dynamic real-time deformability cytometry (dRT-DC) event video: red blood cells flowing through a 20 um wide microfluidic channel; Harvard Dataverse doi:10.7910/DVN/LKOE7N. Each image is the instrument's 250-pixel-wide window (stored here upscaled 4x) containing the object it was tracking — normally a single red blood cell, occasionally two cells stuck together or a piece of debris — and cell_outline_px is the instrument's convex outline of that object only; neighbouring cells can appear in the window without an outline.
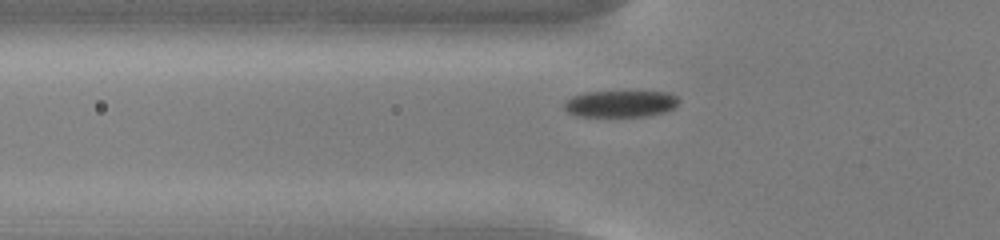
{"species": "common noctule bat (a hibernating species)", "species_latin": "Nyctalus noctula", "temperature_condition": "cold", "stored_images_in_passage": 3, "camera_frame_rate_fps": 3000, "um_per_image_px": 0.085, "animal": {"sex": "male", "body_mass_g": 13.0, "forearm_length_mm": 53.1}, "frame": {"image": 1, "passage_image": 3, "time_ms": 0.667, "image_size_px": [1000, 240], "cell_outline_px": [[680, 100], [672, 108], [664, 112], [652, 116], [580, 116], [568, 112], [564, 108], [564, 100], [572, 96], [584, 92], [668, 92], [676, 96]], "centroid_in_image_um": [52.72, 8.82], "position_along_channel_um": 73.1, "area_um2": 17.74}}